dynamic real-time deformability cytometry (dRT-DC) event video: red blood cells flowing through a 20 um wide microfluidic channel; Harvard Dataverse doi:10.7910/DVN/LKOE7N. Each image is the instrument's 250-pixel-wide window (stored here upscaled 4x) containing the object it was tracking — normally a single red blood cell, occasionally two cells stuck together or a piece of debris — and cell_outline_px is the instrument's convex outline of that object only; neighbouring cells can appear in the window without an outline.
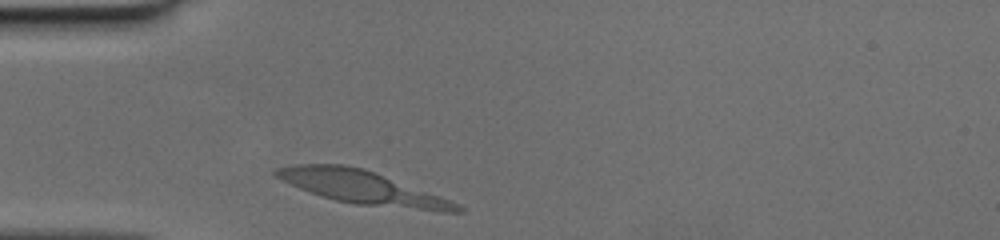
{"species": "human", "species_latin": "Homo sapiens", "temperature_condition": "cold", "stored_images_in_passage": 25, "camera_frame_rate_fps": 3000, "um_per_image_px": 0.085, "donor": {"sex": "female"}, "frame": {"image": 1, "passage_image": 1, "time_ms": 0.0, "image_size_px": [1000, 240], "cell_outline_px": [[464, 212], [444, 212], [356, 204], [336, 200], [320, 196], [280, 180], [272, 172], [276, 168], [292, 164], [344, 164], [364, 168], [376, 172], [460, 204], [464, 208]], "centroid_in_image_um": [30.78, 15.92], "position_along_channel_um": 54.2, "area_um2": 34.97}}
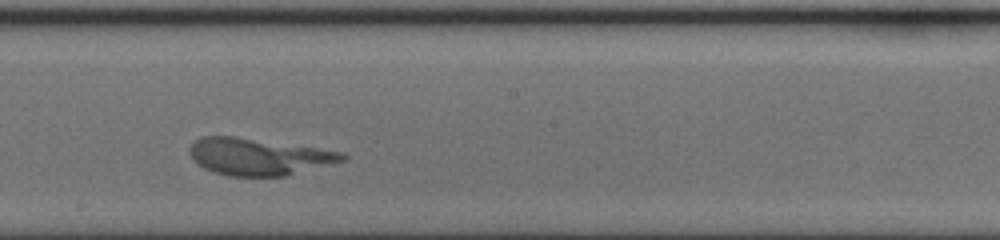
{"frame": {"image": 2, "passage_image": 14, "time_ms": 4.333, "image_size_px": [1000, 240], "cell_outline_px": [[348, 156], [344, 160], [284, 176], [228, 176], [212, 172], [196, 164], [192, 160], [188, 152], [188, 148], [200, 136], [232, 136], [344, 152]], "centroid_in_image_um": [21.9, 13.32], "position_along_channel_um": 226.3, "area_um2": 32.6}}
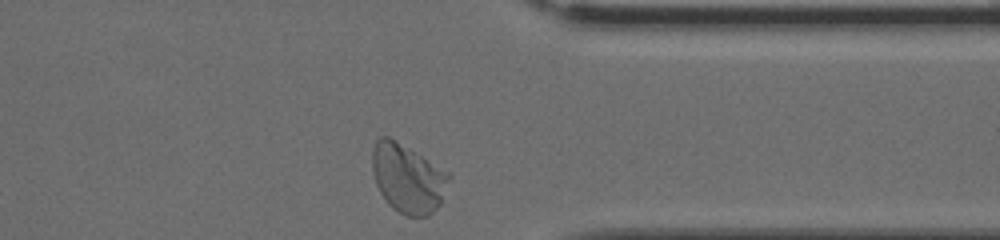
{"frame": {"image": 3, "passage_image": 25, "time_ms": 8.0, "image_size_px": [1000, 240], "cell_outline_px": [[452, 176], [440, 204], [428, 216], [404, 216], [392, 208], [384, 200], [376, 184], [372, 172], [372, 148], [376, 140], [380, 136], [388, 136], [448, 172]], "centroid_in_image_um": [34.64, 15.17], "position_along_channel_um": 376.8, "area_um2": 30.75}}